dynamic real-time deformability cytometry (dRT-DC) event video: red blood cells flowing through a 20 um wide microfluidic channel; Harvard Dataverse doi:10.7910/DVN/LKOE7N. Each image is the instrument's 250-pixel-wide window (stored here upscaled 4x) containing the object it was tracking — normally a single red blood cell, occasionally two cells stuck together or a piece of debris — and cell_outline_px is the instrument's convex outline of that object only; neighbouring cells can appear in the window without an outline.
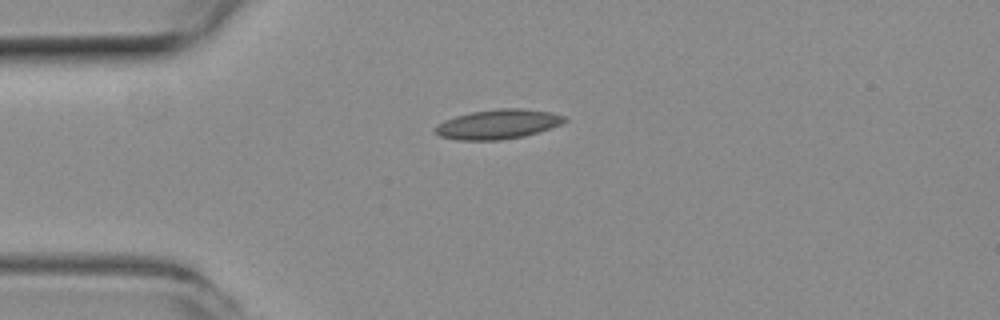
{"species": "common noctule bat (a hibernating species)", "species_latin": "Nyctalus noctula", "temperature_condition": "room temperature", "stored_images_in_passage": 40, "camera_frame_rate_fps": 3000, "um_per_image_px": 0.085, "animal": {"sex": "female", "body_mass_g": 19.3, "forearm_length_mm": 54.1}, "frame": {"image": 1, "passage_image": 1, "time_ms": 0.0, "image_size_px": [1000, 320], "cell_outline_px": [[568, 120], [560, 124], [524, 136], [500, 140], [456, 140], [440, 136], [432, 132], [432, 128], [444, 120], [456, 116], [472, 112], [496, 108], [520, 108], [552, 112], [564, 116]], "centroid_in_image_um": [42.26, 10.55], "position_along_channel_um": 42.7, "area_um2": 22.31}}
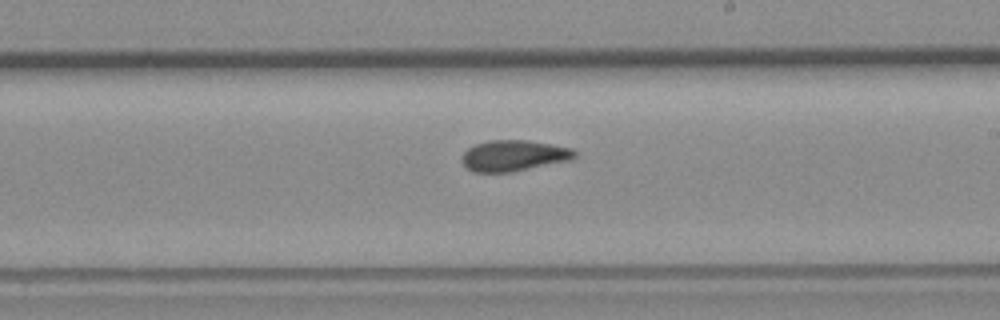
{"frame": {"image": 2, "passage_image": 18, "time_ms": 5.667, "image_size_px": [1000, 320], "cell_outline_px": [[576, 156], [572, 160], [512, 172], [472, 172], [464, 164], [464, 152], [468, 148], [476, 144], [492, 140], [528, 140], [572, 148], [576, 152]], "centroid_in_image_um": [43.72, 13.23], "position_along_channel_um": 245.3, "area_um2": 20.23}}
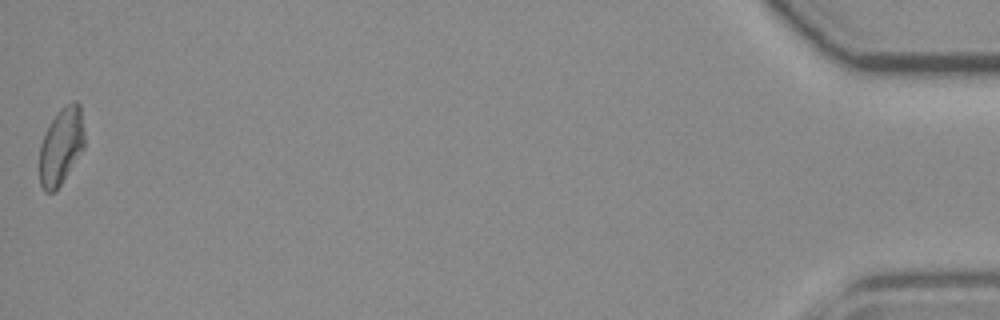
{"frame": {"image": 3, "passage_image": 40, "time_ms": 13.0, "image_size_px": [1000, 320], "cell_outline_px": [[84, 148], [56, 192], [44, 192], [40, 184], [40, 144], [52, 120], [60, 108], [72, 100], [76, 100], [80, 104], [84, 132]], "centroid_in_image_um": [5.21, 12.43], "position_along_channel_um": 430.0, "area_um2": 20.17}, "authors_computed_cell_mechanics": {"area_um2": 20.3456, "velocity_mm_per_s": 3.9484, "shape_relaxation_time_tau1_ms": null, "shape_relaxation_time_tau2_ms": 2.2358, "deformation_change_tau1": null, "deformation_change_tau2": 0.0813}}